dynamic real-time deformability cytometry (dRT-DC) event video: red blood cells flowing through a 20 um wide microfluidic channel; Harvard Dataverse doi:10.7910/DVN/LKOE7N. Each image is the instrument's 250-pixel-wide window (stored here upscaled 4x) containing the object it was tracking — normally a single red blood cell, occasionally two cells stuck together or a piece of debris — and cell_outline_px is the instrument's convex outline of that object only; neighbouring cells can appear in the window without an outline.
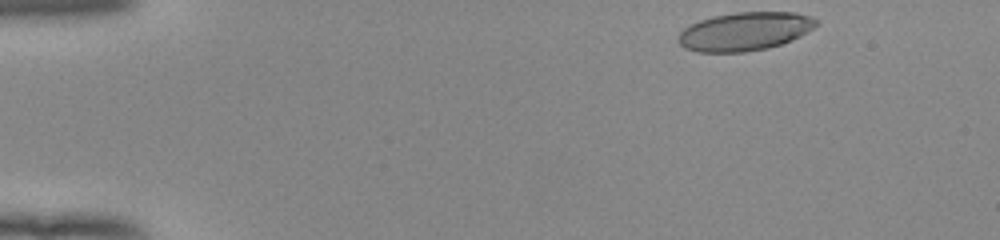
{"species": "human", "species_latin": "Homo sapiens", "temperature_condition": "room temperature", "stored_images_in_passage": 47, "camera_frame_rate_fps": 3000, "um_per_image_px": 0.085, "donor": {"sex": "female"}, "frame": {"image": 1, "passage_image": 1, "time_ms": 0.0, "image_size_px": [1000, 240], "cell_outline_px": [[820, 24], [800, 36], [780, 44], [768, 48], [744, 52], [696, 52], [684, 48], [676, 40], [676, 36], [684, 28], [700, 20], [712, 16], [736, 12], [796, 12], [812, 16], [820, 20]], "centroid_in_image_um": [63.31, 2.66], "position_along_channel_um": 21.7, "area_um2": 31.21}}
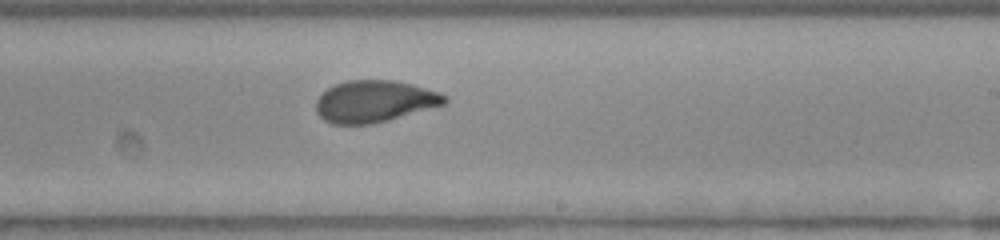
{"frame": {"image": 2, "passage_image": 27, "time_ms": 8.667, "image_size_px": [1000, 240], "cell_outline_px": [[448, 104], [388, 120], [372, 124], [332, 124], [324, 120], [316, 112], [316, 100], [328, 88], [336, 84], [348, 80], [396, 80], [412, 84], [440, 92], [448, 96]], "centroid_in_image_um": [31.88, 8.61], "position_along_channel_um": 257.1, "area_um2": 31.56}}
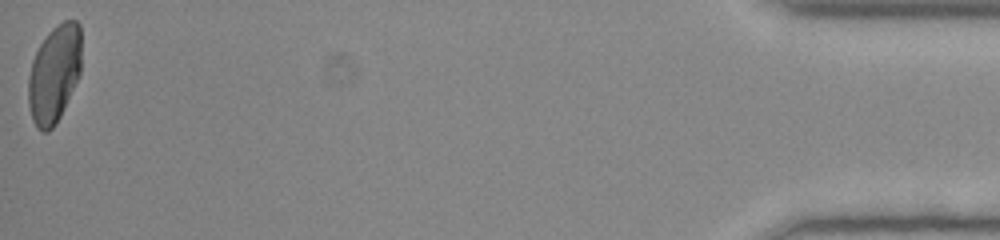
{"frame": {"image": 3, "passage_image": 47, "time_ms": 15.333, "image_size_px": [1000, 240], "cell_outline_px": [[80, 76], [56, 124], [48, 132], [44, 132], [36, 128], [32, 120], [28, 104], [28, 76], [32, 60], [40, 44], [48, 32], [56, 24], [64, 20], [76, 20], [80, 24]], "centroid_in_image_um": [4.6, 6.28], "position_along_channel_um": 430.6, "area_um2": 30.46}, "authors_computed_cell_mechanics": {"area_um2": 31.501, "velocity_mm_per_s": 3.9252, "shape_relaxation_time_tau1_ms": 6.3085, "shape_relaxation_time_tau2_ms": 0.7859, "deformation_change_tau1": 0.1891, "deformation_change_tau2": 0.0628}}